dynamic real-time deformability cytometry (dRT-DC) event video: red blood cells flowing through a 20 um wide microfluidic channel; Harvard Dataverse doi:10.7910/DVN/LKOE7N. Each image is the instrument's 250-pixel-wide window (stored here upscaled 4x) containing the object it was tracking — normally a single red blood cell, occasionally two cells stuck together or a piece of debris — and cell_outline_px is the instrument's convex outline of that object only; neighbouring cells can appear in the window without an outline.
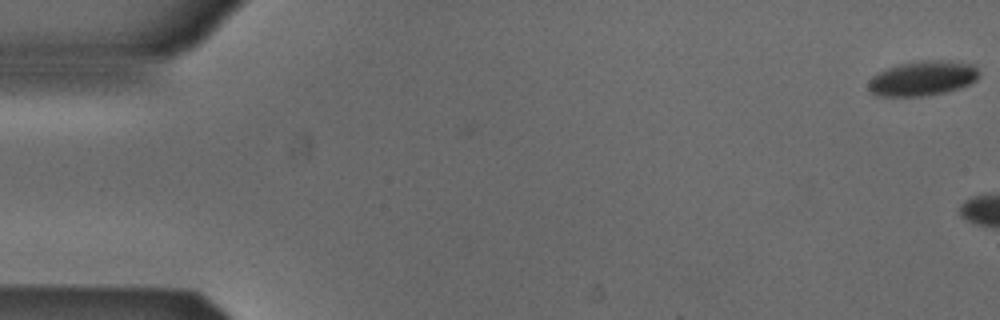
{"species": "Egyptian fruit bat (a non-hibernating species)", "species_latin": "Rousettus aegyptiacus", "temperature_condition": "cold", "stored_images_in_passage": 6, "camera_frame_rate_fps": 3000, "um_per_image_px": 0.085, "animal": {"sex": "male"}, "frame": {"image": 1, "passage_image": 1, "time_ms": 0.0, "image_size_px": [1000, 320], "cell_outline_px": [[980, 76], [976, 80], [968, 84], [944, 92], [924, 96], [876, 96], [868, 88], [868, 80], [872, 76], [888, 68], [900, 64], [924, 60], [940, 60], [972, 64], [976, 68]], "centroid_in_image_um": [78.39, 6.66], "position_along_channel_um": 6.6, "area_um2": 22.14}}